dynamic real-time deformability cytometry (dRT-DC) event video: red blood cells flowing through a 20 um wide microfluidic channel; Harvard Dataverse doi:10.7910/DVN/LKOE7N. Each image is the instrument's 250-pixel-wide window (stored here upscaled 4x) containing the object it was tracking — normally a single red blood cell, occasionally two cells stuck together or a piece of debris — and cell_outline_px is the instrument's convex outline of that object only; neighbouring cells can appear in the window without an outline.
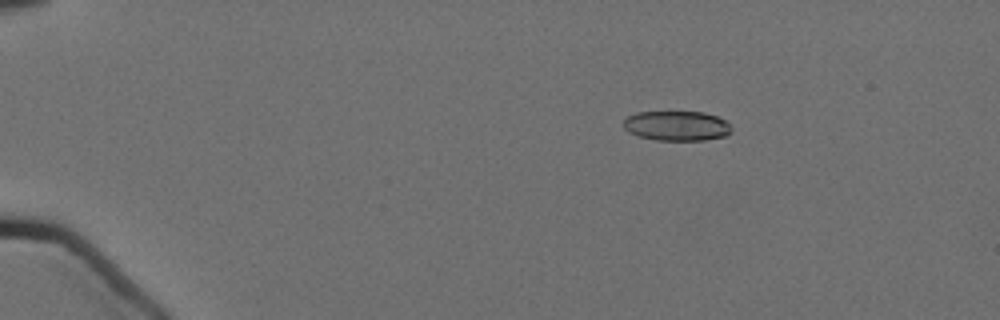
{"species": "Egyptian fruit bat (a non-hibernating species)", "species_latin": "Rousettus aegyptiacus", "temperature_condition": "cold", "stored_images_in_passage": 7, "camera_frame_rate_fps": 3000, "um_per_image_px": 0.085, "animal": {"sex": "female"}, "frame": {"image": 1, "passage_image": 4, "time_ms": 1.0, "image_size_px": [1000, 320], "cell_outline_px": [[732, 132], [724, 136], [704, 140], [656, 140], [636, 136], [628, 132], [620, 124], [628, 116], [636, 112], [704, 112], [716, 116], [724, 120], [732, 128]], "centroid_in_image_um": [57.47, 10.7], "position_along_channel_um": 27.5, "area_um2": 18.9}}
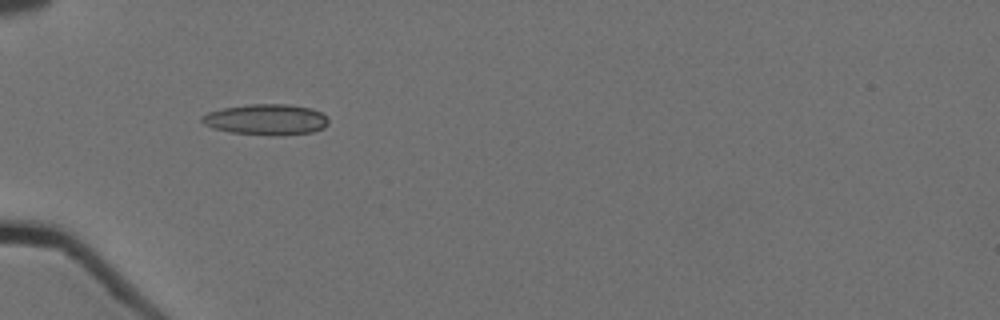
{"frame": {"image": 2, "passage_image": 7, "time_ms": 2.0, "image_size_px": [1000, 320], "cell_outline_px": [[328, 124], [324, 128], [312, 132], [276, 136], [232, 132], [212, 128], [204, 124], [200, 120], [200, 116], [208, 112], [224, 108], [248, 104], [288, 104], [312, 108], [320, 112], [328, 120]], "centroid_in_image_um": [22.61, 10.16], "position_along_channel_um": 62.4, "area_um2": 22.77}}